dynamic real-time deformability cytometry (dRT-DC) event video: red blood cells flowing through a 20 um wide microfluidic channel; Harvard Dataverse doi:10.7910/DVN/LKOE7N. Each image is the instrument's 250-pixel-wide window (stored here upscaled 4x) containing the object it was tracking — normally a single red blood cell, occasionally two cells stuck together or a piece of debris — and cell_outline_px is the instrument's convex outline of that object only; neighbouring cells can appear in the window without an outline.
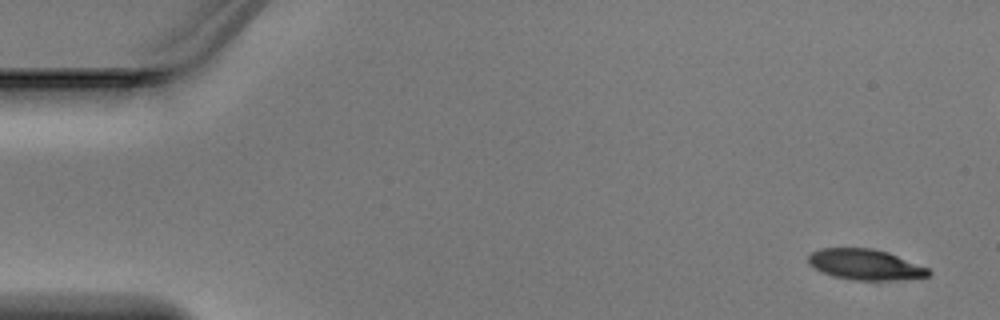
{"species": "Egyptian fruit bat (a non-hibernating species)", "species_latin": "Rousettus aegyptiacus", "temperature_condition": "warm", "stored_images_in_passage": 5, "camera_frame_rate_fps": 3000, "um_per_image_px": 0.085, "animal": {"sex": "male"}, "frame": {"image": 1, "passage_image": 1, "time_ms": 0.0, "image_size_px": [1000, 320], "cell_outline_px": [[932, 272], [928, 276], [892, 280], [856, 280], [832, 276], [808, 264], [808, 256], [812, 252], [820, 248], [872, 248], [888, 252], [928, 268]], "centroid_in_image_um": [73.53, 22.48], "position_along_channel_um": 11.5, "area_um2": 21.27}}